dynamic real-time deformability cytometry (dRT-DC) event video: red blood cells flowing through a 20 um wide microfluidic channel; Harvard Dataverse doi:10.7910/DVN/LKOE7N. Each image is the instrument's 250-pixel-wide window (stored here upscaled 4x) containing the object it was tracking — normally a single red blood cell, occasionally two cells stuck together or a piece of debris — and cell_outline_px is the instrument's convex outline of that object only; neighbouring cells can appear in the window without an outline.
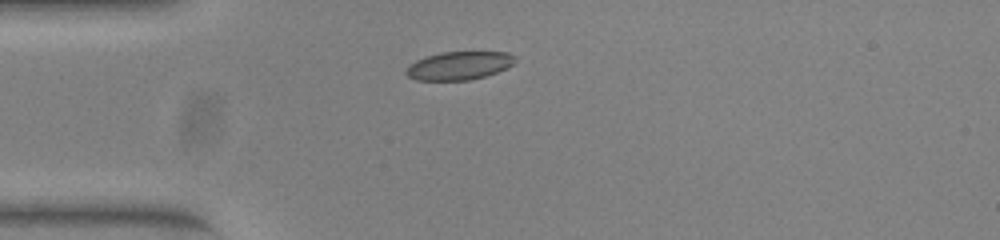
{"species": "common noctule bat (a hibernating species)", "species_latin": "Nyctalus noctula", "temperature_condition": "warm", "stored_images_in_passage": 34, "camera_frame_rate_fps": 3000, "um_per_image_px": 0.085, "animal": {"sex": "female", "body_mass_g": 23.0, "forearm_length_mm": 53.4}, "frame": {"image": 1, "passage_image": 1, "time_ms": 0.0, "image_size_px": [1000, 240], "cell_outline_px": [[516, 60], [508, 68], [484, 76], [468, 80], [416, 80], [408, 76], [404, 72], [416, 60], [440, 52], [508, 52], [516, 56]], "centroid_in_image_um": [39.05, 5.57], "position_along_channel_um": 45.9, "area_um2": 17.8}}
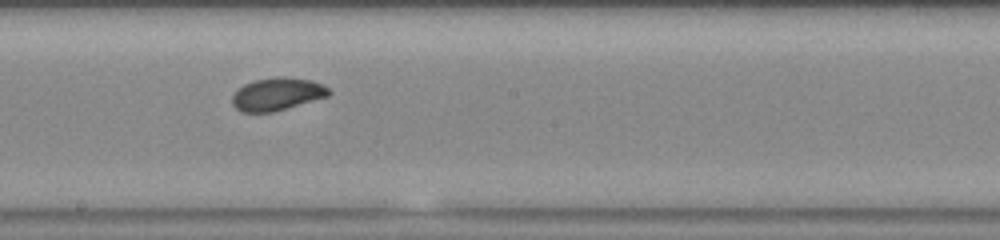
{"frame": {"image": 2, "passage_image": 16, "time_ms": 5.0, "image_size_px": [1000, 240], "cell_outline_px": [[332, 92], [328, 96], [272, 112], [240, 112], [232, 104], [232, 96], [244, 84], [252, 80], [280, 76], [288, 76], [312, 80], [328, 88]], "centroid_in_image_um": [23.55, 7.98], "position_along_channel_um": 224.7, "area_um2": 18.38}}
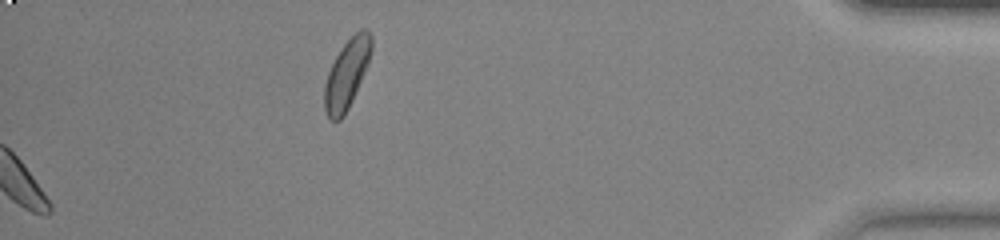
{"frame": {"image": 3, "passage_image": 34, "time_ms": 11.0, "image_size_px": [1000, 240], "cell_outline_px": [[372, 48], [368, 64], [352, 100], [344, 116], [340, 120], [328, 120], [324, 108], [324, 84], [328, 72], [340, 48], [360, 28], [368, 28], [372, 36]], "centroid_in_image_um": [29.48, 6.28], "position_along_channel_um": 405.7, "area_um2": 18.96}, "authors_computed_cell_mechanics": {"area_um2": 17.918, "velocity_mm_per_s": 3.8967, "shape_relaxation_time_tau1_ms": 3.5499, "shape_relaxation_time_tau2_ms": 0.8374, "deformation_change_tau1": 0.095, "deformation_change_tau2": 0.0383}}